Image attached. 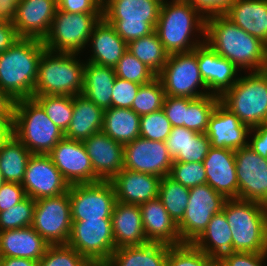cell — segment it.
Here are the masks:
<instances>
[{"label": "cell", "mask_w": 267, "mask_h": 266, "mask_svg": "<svg viewBox=\"0 0 267 266\" xmlns=\"http://www.w3.org/2000/svg\"><path fill=\"white\" fill-rule=\"evenodd\" d=\"M205 43L231 61L241 72L267 70V45L242 30L225 15L205 19Z\"/></svg>", "instance_id": "obj_1"}, {"label": "cell", "mask_w": 267, "mask_h": 266, "mask_svg": "<svg viewBox=\"0 0 267 266\" xmlns=\"http://www.w3.org/2000/svg\"><path fill=\"white\" fill-rule=\"evenodd\" d=\"M155 31L168 54L190 52L205 42V18L189 2L170 0L161 5Z\"/></svg>", "instance_id": "obj_2"}, {"label": "cell", "mask_w": 267, "mask_h": 266, "mask_svg": "<svg viewBox=\"0 0 267 266\" xmlns=\"http://www.w3.org/2000/svg\"><path fill=\"white\" fill-rule=\"evenodd\" d=\"M45 50L41 40L19 38L0 53V88L15 101L34 96L38 64Z\"/></svg>", "instance_id": "obj_3"}, {"label": "cell", "mask_w": 267, "mask_h": 266, "mask_svg": "<svg viewBox=\"0 0 267 266\" xmlns=\"http://www.w3.org/2000/svg\"><path fill=\"white\" fill-rule=\"evenodd\" d=\"M222 212L232 232V252H267V206L232 198Z\"/></svg>", "instance_id": "obj_4"}, {"label": "cell", "mask_w": 267, "mask_h": 266, "mask_svg": "<svg viewBox=\"0 0 267 266\" xmlns=\"http://www.w3.org/2000/svg\"><path fill=\"white\" fill-rule=\"evenodd\" d=\"M78 56V53L45 50L38 64L34 95H81L86 61Z\"/></svg>", "instance_id": "obj_5"}, {"label": "cell", "mask_w": 267, "mask_h": 266, "mask_svg": "<svg viewBox=\"0 0 267 266\" xmlns=\"http://www.w3.org/2000/svg\"><path fill=\"white\" fill-rule=\"evenodd\" d=\"M12 134L32 154L40 155H47L65 137L33 98L15 101Z\"/></svg>", "instance_id": "obj_6"}, {"label": "cell", "mask_w": 267, "mask_h": 266, "mask_svg": "<svg viewBox=\"0 0 267 266\" xmlns=\"http://www.w3.org/2000/svg\"><path fill=\"white\" fill-rule=\"evenodd\" d=\"M244 74L220 102L250 128L267 124V70Z\"/></svg>", "instance_id": "obj_7"}, {"label": "cell", "mask_w": 267, "mask_h": 266, "mask_svg": "<svg viewBox=\"0 0 267 266\" xmlns=\"http://www.w3.org/2000/svg\"><path fill=\"white\" fill-rule=\"evenodd\" d=\"M161 5L156 0H103L102 17L128 43L155 31Z\"/></svg>", "instance_id": "obj_8"}, {"label": "cell", "mask_w": 267, "mask_h": 266, "mask_svg": "<svg viewBox=\"0 0 267 266\" xmlns=\"http://www.w3.org/2000/svg\"><path fill=\"white\" fill-rule=\"evenodd\" d=\"M102 14L69 13L56 10L47 37L43 40L46 50L63 53L84 52L94 26Z\"/></svg>", "instance_id": "obj_9"}, {"label": "cell", "mask_w": 267, "mask_h": 266, "mask_svg": "<svg viewBox=\"0 0 267 266\" xmlns=\"http://www.w3.org/2000/svg\"><path fill=\"white\" fill-rule=\"evenodd\" d=\"M157 78L162 83L165 96L195 99L210 94L201 77L194 51L169 54Z\"/></svg>", "instance_id": "obj_10"}, {"label": "cell", "mask_w": 267, "mask_h": 266, "mask_svg": "<svg viewBox=\"0 0 267 266\" xmlns=\"http://www.w3.org/2000/svg\"><path fill=\"white\" fill-rule=\"evenodd\" d=\"M182 220L177 224L182 243H193L206 229L213 215L222 211L226 198L208 184L191 187Z\"/></svg>", "instance_id": "obj_11"}, {"label": "cell", "mask_w": 267, "mask_h": 266, "mask_svg": "<svg viewBox=\"0 0 267 266\" xmlns=\"http://www.w3.org/2000/svg\"><path fill=\"white\" fill-rule=\"evenodd\" d=\"M71 220H112L116 196L110 181L70 185Z\"/></svg>", "instance_id": "obj_12"}, {"label": "cell", "mask_w": 267, "mask_h": 266, "mask_svg": "<svg viewBox=\"0 0 267 266\" xmlns=\"http://www.w3.org/2000/svg\"><path fill=\"white\" fill-rule=\"evenodd\" d=\"M31 226L49 245L67 244L72 226L68 192L35 200Z\"/></svg>", "instance_id": "obj_13"}, {"label": "cell", "mask_w": 267, "mask_h": 266, "mask_svg": "<svg viewBox=\"0 0 267 266\" xmlns=\"http://www.w3.org/2000/svg\"><path fill=\"white\" fill-rule=\"evenodd\" d=\"M67 244L89 262H107L116 249L112 220L72 221Z\"/></svg>", "instance_id": "obj_14"}, {"label": "cell", "mask_w": 267, "mask_h": 266, "mask_svg": "<svg viewBox=\"0 0 267 266\" xmlns=\"http://www.w3.org/2000/svg\"><path fill=\"white\" fill-rule=\"evenodd\" d=\"M238 199L267 206V159L249 146L235 151Z\"/></svg>", "instance_id": "obj_15"}, {"label": "cell", "mask_w": 267, "mask_h": 266, "mask_svg": "<svg viewBox=\"0 0 267 266\" xmlns=\"http://www.w3.org/2000/svg\"><path fill=\"white\" fill-rule=\"evenodd\" d=\"M173 159L166 143L138 137L124 144V168L163 178L170 174Z\"/></svg>", "instance_id": "obj_16"}, {"label": "cell", "mask_w": 267, "mask_h": 266, "mask_svg": "<svg viewBox=\"0 0 267 266\" xmlns=\"http://www.w3.org/2000/svg\"><path fill=\"white\" fill-rule=\"evenodd\" d=\"M26 196L34 200L68 192L69 183L48 155L32 154L22 180Z\"/></svg>", "instance_id": "obj_17"}, {"label": "cell", "mask_w": 267, "mask_h": 266, "mask_svg": "<svg viewBox=\"0 0 267 266\" xmlns=\"http://www.w3.org/2000/svg\"><path fill=\"white\" fill-rule=\"evenodd\" d=\"M47 155L69 185L95 183V172L83 141L64 137Z\"/></svg>", "instance_id": "obj_18"}, {"label": "cell", "mask_w": 267, "mask_h": 266, "mask_svg": "<svg viewBox=\"0 0 267 266\" xmlns=\"http://www.w3.org/2000/svg\"><path fill=\"white\" fill-rule=\"evenodd\" d=\"M57 9V0H19L12 21L19 38L43 41Z\"/></svg>", "instance_id": "obj_19"}, {"label": "cell", "mask_w": 267, "mask_h": 266, "mask_svg": "<svg viewBox=\"0 0 267 266\" xmlns=\"http://www.w3.org/2000/svg\"><path fill=\"white\" fill-rule=\"evenodd\" d=\"M197 54L199 70L210 94L221 97L238 80L240 70L217 54L207 43L193 50Z\"/></svg>", "instance_id": "obj_20"}, {"label": "cell", "mask_w": 267, "mask_h": 266, "mask_svg": "<svg viewBox=\"0 0 267 266\" xmlns=\"http://www.w3.org/2000/svg\"><path fill=\"white\" fill-rule=\"evenodd\" d=\"M95 172V182L110 181L124 168V145L102 131L83 141Z\"/></svg>", "instance_id": "obj_21"}, {"label": "cell", "mask_w": 267, "mask_h": 266, "mask_svg": "<svg viewBox=\"0 0 267 266\" xmlns=\"http://www.w3.org/2000/svg\"><path fill=\"white\" fill-rule=\"evenodd\" d=\"M251 128L219 102L209 118L206 135L211 147L236 151L248 146Z\"/></svg>", "instance_id": "obj_22"}, {"label": "cell", "mask_w": 267, "mask_h": 266, "mask_svg": "<svg viewBox=\"0 0 267 266\" xmlns=\"http://www.w3.org/2000/svg\"><path fill=\"white\" fill-rule=\"evenodd\" d=\"M203 165L207 176L206 184L226 199L238 198L234 150L210 147Z\"/></svg>", "instance_id": "obj_23"}, {"label": "cell", "mask_w": 267, "mask_h": 266, "mask_svg": "<svg viewBox=\"0 0 267 266\" xmlns=\"http://www.w3.org/2000/svg\"><path fill=\"white\" fill-rule=\"evenodd\" d=\"M160 180L156 175L123 168L110 182L117 201L141 205L158 197Z\"/></svg>", "instance_id": "obj_24"}, {"label": "cell", "mask_w": 267, "mask_h": 266, "mask_svg": "<svg viewBox=\"0 0 267 266\" xmlns=\"http://www.w3.org/2000/svg\"><path fill=\"white\" fill-rule=\"evenodd\" d=\"M143 230L148 242L164 243L170 246L183 244L177 224L157 197L139 205Z\"/></svg>", "instance_id": "obj_25"}, {"label": "cell", "mask_w": 267, "mask_h": 266, "mask_svg": "<svg viewBox=\"0 0 267 266\" xmlns=\"http://www.w3.org/2000/svg\"><path fill=\"white\" fill-rule=\"evenodd\" d=\"M88 43L92 53L85 61L101 66L114 67L127 50V43L103 17L94 26Z\"/></svg>", "instance_id": "obj_26"}, {"label": "cell", "mask_w": 267, "mask_h": 266, "mask_svg": "<svg viewBox=\"0 0 267 266\" xmlns=\"http://www.w3.org/2000/svg\"><path fill=\"white\" fill-rule=\"evenodd\" d=\"M49 246L32 226L0 232V258L16 257L39 261Z\"/></svg>", "instance_id": "obj_27"}, {"label": "cell", "mask_w": 267, "mask_h": 266, "mask_svg": "<svg viewBox=\"0 0 267 266\" xmlns=\"http://www.w3.org/2000/svg\"><path fill=\"white\" fill-rule=\"evenodd\" d=\"M111 218L115 248L148 243L139 205L116 201Z\"/></svg>", "instance_id": "obj_28"}, {"label": "cell", "mask_w": 267, "mask_h": 266, "mask_svg": "<svg viewBox=\"0 0 267 266\" xmlns=\"http://www.w3.org/2000/svg\"><path fill=\"white\" fill-rule=\"evenodd\" d=\"M224 15L267 45V0H235Z\"/></svg>", "instance_id": "obj_29"}, {"label": "cell", "mask_w": 267, "mask_h": 266, "mask_svg": "<svg viewBox=\"0 0 267 266\" xmlns=\"http://www.w3.org/2000/svg\"><path fill=\"white\" fill-rule=\"evenodd\" d=\"M104 110L82 94L73 96V116L65 138L84 141L102 130Z\"/></svg>", "instance_id": "obj_30"}, {"label": "cell", "mask_w": 267, "mask_h": 266, "mask_svg": "<svg viewBox=\"0 0 267 266\" xmlns=\"http://www.w3.org/2000/svg\"><path fill=\"white\" fill-rule=\"evenodd\" d=\"M169 247L157 242L122 246L115 249L107 262L109 266H166Z\"/></svg>", "instance_id": "obj_31"}, {"label": "cell", "mask_w": 267, "mask_h": 266, "mask_svg": "<svg viewBox=\"0 0 267 266\" xmlns=\"http://www.w3.org/2000/svg\"><path fill=\"white\" fill-rule=\"evenodd\" d=\"M115 78L114 67L101 66L86 61L82 95L103 110L111 108Z\"/></svg>", "instance_id": "obj_32"}, {"label": "cell", "mask_w": 267, "mask_h": 266, "mask_svg": "<svg viewBox=\"0 0 267 266\" xmlns=\"http://www.w3.org/2000/svg\"><path fill=\"white\" fill-rule=\"evenodd\" d=\"M192 244L210 258L220 259L232 252V232L225 214L221 211L213 215L206 229Z\"/></svg>", "instance_id": "obj_33"}, {"label": "cell", "mask_w": 267, "mask_h": 266, "mask_svg": "<svg viewBox=\"0 0 267 266\" xmlns=\"http://www.w3.org/2000/svg\"><path fill=\"white\" fill-rule=\"evenodd\" d=\"M103 133L123 145L140 137V116L129 108L104 110Z\"/></svg>", "instance_id": "obj_34"}, {"label": "cell", "mask_w": 267, "mask_h": 266, "mask_svg": "<svg viewBox=\"0 0 267 266\" xmlns=\"http://www.w3.org/2000/svg\"><path fill=\"white\" fill-rule=\"evenodd\" d=\"M32 153L13 134L0 145V171L5 182L22 183Z\"/></svg>", "instance_id": "obj_35"}, {"label": "cell", "mask_w": 267, "mask_h": 266, "mask_svg": "<svg viewBox=\"0 0 267 266\" xmlns=\"http://www.w3.org/2000/svg\"><path fill=\"white\" fill-rule=\"evenodd\" d=\"M127 50L158 74L169 57L156 31L127 43Z\"/></svg>", "instance_id": "obj_36"}, {"label": "cell", "mask_w": 267, "mask_h": 266, "mask_svg": "<svg viewBox=\"0 0 267 266\" xmlns=\"http://www.w3.org/2000/svg\"><path fill=\"white\" fill-rule=\"evenodd\" d=\"M189 190L190 188L183 186L169 175L160 180L158 198L176 224L184 216L189 202Z\"/></svg>", "instance_id": "obj_37"}, {"label": "cell", "mask_w": 267, "mask_h": 266, "mask_svg": "<svg viewBox=\"0 0 267 266\" xmlns=\"http://www.w3.org/2000/svg\"><path fill=\"white\" fill-rule=\"evenodd\" d=\"M32 98L44 109L49 119L65 133L73 116V96L34 95Z\"/></svg>", "instance_id": "obj_38"}, {"label": "cell", "mask_w": 267, "mask_h": 266, "mask_svg": "<svg viewBox=\"0 0 267 266\" xmlns=\"http://www.w3.org/2000/svg\"><path fill=\"white\" fill-rule=\"evenodd\" d=\"M220 102V97L209 94L199 98L188 97L186 128L197 133H206L209 118Z\"/></svg>", "instance_id": "obj_39"}, {"label": "cell", "mask_w": 267, "mask_h": 266, "mask_svg": "<svg viewBox=\"0 0 267 266\" xmlns=\"http://www.w3.org/2000/svg\"><path fill=\"white\" fill-rule=\"evenodd\" d=\"M164 98L165 92L162 83L155 78L150 83L139 87L131 109L139 116H143L162 109Z\"/></svg>", "instance_id": "obj_40"}, {"label": "cell", "mask_w": 267, "mask_h": 266, "mask_svg": "<svg viewBox=\"0 0 267 266\" xmlns=\"http://www.w3.org/2000/svg\"><path fill=\"white\" fill-rule=\"evenodd\" d=\"M116 77L140 85L148 84L157 78V74L146 64L142 63L128 50L114 66Z\"/></svg>", "instance_id": "obj_41"}, {"label": "cell", "mask_w": 267, "mask_h": 266, "mask_svg": "<svg viewBox=\"0 0 267 266\" xmlns=\"http://www.w3.org/2000/svg\"><path fill=\"white\" fill-rule=\"evenodd\" d=\"M34 209L35 200L27 196L12 208L0 212V232L31 226Z\"/></svg>", "instance_id": "obj_42"}, {"label": "cell", "mask_w": 267, "mask_h": 266, "mask_svg": "<svg viewBox=\"0 0 267 266\" xmlns=\"http://www.w3.org/2000/svg\"><path fill=\"white\" fill-rule=\"evenodd\" d=\"M88 260L68 244L50 245L38 266H86Z\"/></svg>", "instance_id": "obj_43"}, {"label": "cell", "mask_w": 267, "mask_h": 266, "mask_svg": "<svg viewBox=\"0 0 267 266\" xmlns=\"http://www.w3.org/2000/svg\"><path fill=\"white\" fill-rule=\"evenodd\" d=\"M172 129L163 109L140 116V137L165 142Z\"/></svg>", "instance_id": "obj_44"}, {"label": "cell", "mask_w": 267, "mask_h": 266, "mask_svg": "<svg viewBox=\"0 0 267 266\" xmlns=\"http://www.w3.org/2000/svg\"><path fill=\"white\" fill-rule=\"evenodd\" d=\"M211 258L192 243L169 247L166 266H204Z\"/></svg>", "instance_id": "obj_45"}, {"label": "cell", "mask_w": 267, "mask_h": 266, "mask_svg": "<svg viewBox=\"0 0 267 266\" xmlns=\"http://www.w3.org/2000/svg\"><path fill=\"white\" fill-rule=\"evenodd\" d=\"M169 176L188 188L206 184L207 178L203 162H173Z\"/></svg>", "instance_id": "obj_46"}, {"label": "cell", "mask_w": 267, "mask_h": 266, "mask_svg": "<svg viewBox=\"0 0 267 266\" xmlns=\"http://www.w3.org/2000/svg\"><path fill=\"white\" fill-rule=\"evenodd\" d=\"M211 147L210 140L206 133H197L185 146L183 153L174 162H203Z\"/></svg>", "instance_id": "obj_47"}, {"label": "cell", "mask_w": 267, "mask_h": 266, "mask_svg": "<svg viewBox=\"0 0 267 266\" xmlns=\"http://www.w3.org/2000/svg\"><path fill=\"white\" fill-rule=\"evenodd\" d=\"M140 86V84L116 77L113 84L111 107L131 109Z\"/></svg>", "instance_id": "obj_48"}, {"label": "cell", "mask_w": 267, "mask_h": 266, "mask_svg": "<svg viewBox=\"0 0 267 266\" xmlns=\"http://www.w3.org/2000/svg\"><path fill=\"white\" fill-rule=\"evenodd\" d=\"M162 109L172 127L186 128L188 97L165 96Z\"/></svg>", "instance_id": "obj_49"}, {"label": "cell", "mask_w": 267, "mask_h": 266, "mask_svg": "<svg viewBox=\"0 0 267 266\" xmlns=\"http://www.w3.org/2000/svg\"><path fill=\"white\" fill-rule=\"evenodd\" d=\"M197 132L185 127H172L165 143L173 161L183 153L185 146L190 139H193Z\"/></svg>", "instance_id": "obj_50"}, {"label": "cell", "mask_w": 267, "mask_h": 266, "mask_svg": "<svg viewBox=\"0 0 267 266\" xmlns=\"http://www.w3.org/2000/svg\"><path fill=\"white\" fill-rule=\"evenodd\" d=\"M220 260L224 266H266L267 252H230L223 255Z\"/></svg>", "instance_id": "obj_51"}, {"label": "cell", "mask_w": 267, "mask_h": 266, "mask_svg": "<svg viewBox=\"0 0 267 266\" xmlns=\"http://www.w3.org/2000/svg\"><path fill=\"white\" fill-rule=\"evenodd\" d=\"M57 8L69 13L102 14L103 0H57Z\"/></svg>", "instance_id": "obj_52"}, {"label": "cell", "mask_w": 267, "mask_h": 266, "mask_svg": "<svg viewBox=\"0 0 267 266\" xmlns=\"http://www.w3.org/2000/svg\"><path fill=\"white\" fill-rule=\"evenodd\" d=\"M26 197L21 183L5 182L0 188V212L12 208Z\"/></svg>", "instance_id": "obj_53"}, {"label": "cell", "mask_w": 267, "mask_h": 266, "mask_svg": "<svg viewBox=\"0 0 267 266\" xmlns=\"http://www.w3.org/2000/svg\"><path fill=\"white\" fill-rule=\"evenodd\" d=\"M194 6L206 19L214 15H224L235 0H185Z\"/></svg>", "instance_id": "obj_54"}, {"label": "cell", "mask_w": 267, "mask_h": 266, "mask_svg": "<svg viewBox=\"0 0 267 266\" xmlns=\"http://www.w3.org/2000/svg\"><path fill=\"white\" fill-rule=\"evenodd\" d=\"M248 146L255 153H258L261 157L267 159V124L251 128Z\"/></svg>", "instance_id": "obj_55"}, {"label": "cell", "mask_w": 267, "mask_h": 266, "mask_svg": "<svg viewBox=\"0 0 267 266\" xmlns=\"http://www.w3.org/2000/svg\"><path fill=\"white\" fill-rule=\"evenodd\" d=\"M18 39L19 36L12 22L3 21L0 24V53L9 49Z\"/></svg>", "instance_id": "obj_56"}, {"label": "cell", "mask_w": 267, "mask_h": 266, "mask_svg": "<svg viewBox=\"0 0 267 266\" xmlns=\"http://www.w3.org/2000/svg\"><path fill=\"white\" fill-rule=\"evenodd\" d=\"M15 100L0 88V118L13 119Z\"/></svg>", "instance_id": "obj_57"}, {"label": "cell", "mask_w": 267, "mask_h": 266, "mask_svg": "<svg viewBox=\"0 0 267 266\" xmlns=\"http://www.w3.org/2000/svg\"><path fill=\"white\" fill-rule=\"evenodd\" d=\"M19 0H0V18L12 22L17 11Z\"/></svg>", "instance_id": "obj_58"}, {"label": "cell", "mask_w": 267, "mask_h": 266, "mask_svg": "<svg viewBox=\"0 0 267 266\" xmlns=\"http://www.w3.org/2000/svg\"><path fill=\"white\" fill-rule=\"evenodd\" d=\"M0 266H38V261L25 258L5 257L0 258Z\"/></svg>", "instance_id": "obj_59"}, {"label": "cell", "mask_w": 267, "mask_h": 266, "mask_svg": "<svg viewBox=\"0 0 267 266\" xmlns=\"http://www.w3.org/2000/svg\"><path fill=\"white\" fill-rule=\"evenodd\" d=\"M12 121L13 119L0 118V145L12 135Z\"/></svg>", "instance_id": "obj_60"}, {"label": "cell", "mask_w": 267, "mask_h": 266, "mask_svg": "<svg viewBox=\"0 0 267 266\" xmlns=\"http://www.w3.org/2000/svg\"><path fill=\"white\" fill-rule=\"evenodd\" d=\"M204 266H224L220 259L211 258Z\"/></svg>", "instance_id": "obj_61"}, {"label": "cell", "mask_w": 267, "mask_h": 266, "mask_svg": "<svg viewBox=\"0 0 267 266\" xmlns=\"http://www.w3.org/2000/svg\"><path fill=\"white\" fill-rule=\"evenodd\" d=\"M86 266H109L108 262H88Z\"/></svg>", "instance_id": "obj_62"}, {"label": "cell", "mask_w": 267, "mask_h": 266, "mask_svg": "<svg viewBox=\"0 0 267 266\" xmlns=\"http://www.w3.org/2000/svg\"><path fill=\"white\" fill-rule=\"evenodd\" d=\"M5 183L4 179H3V176H2V173L0 171V188L1 186Z\"/></svg>", "instance_id": "obj_63"}, {"label": "cell", "mask_w": 267, "mask_h": 266, "mask_svg": "<svg viewBox=\"0 0 267 266\" xmlns=\"http://www.w3.org/2000/svg\"><path fill=\"white\" fill-rule=\"evenodd\" d=\"M158 2H160L161 4H164L165 2H167L168 0H156Z\"/></svg>", "instance_id": "obj_64"}]
</instances>
